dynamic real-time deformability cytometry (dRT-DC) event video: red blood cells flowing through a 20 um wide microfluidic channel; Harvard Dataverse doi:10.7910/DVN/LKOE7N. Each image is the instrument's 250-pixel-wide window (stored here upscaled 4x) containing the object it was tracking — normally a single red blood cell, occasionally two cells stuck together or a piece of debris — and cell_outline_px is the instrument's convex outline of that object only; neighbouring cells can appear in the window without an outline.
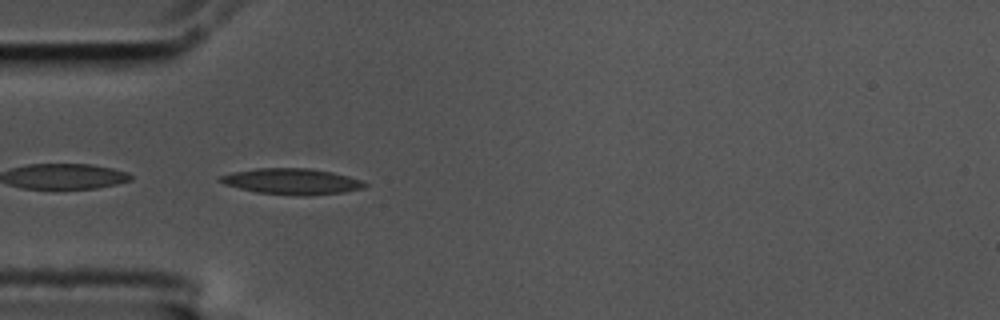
{"species": "common noctule bat (a hibernating species)", "species_latin": "Nyctalus noctula", "temperature_condition": "cold", "stored_images_in_passage": 41, "camera_frame_rate_fps": 3000, "um_per_image_px": 0.085, "animal": {"sex": "male", "body_mass_g": 17.5, "forearm_length_mm": 52.3}, "frame": {"image": 1, "passage_image": 1, "time_ms": 0.0, "image_size_px": [1000, 320], "cell_outline_px": [[368, 184], [364, 188], [344, 192], [308, 196], [300, 196], [256, 192], [224, 184], [216, 180], [220, 176], [232, 172], [256, 168], [312, 168], [332, 172], [348, 176], [360, 180]], "centroid_in_image_um": [24.8, 15.42], "position_along_channel_um": 60.2, "area_um2": 21.96}}
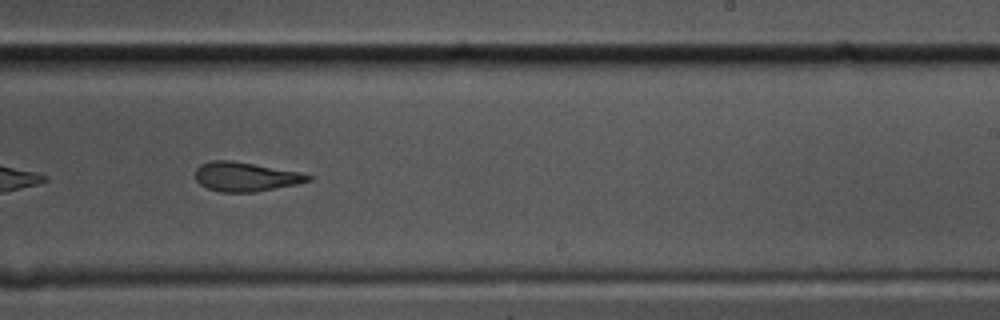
{"frame": {"image": 2, "passage_image": 19, "time_ms": 6.0, "image_size_px": [1000, 320], "cell_outline_px": [[312, 180], [296, 184], [256, 192], [220, 192], [208, 188], [200, 184], [196, 180], [196, 168], [200, 164], [208, 160], [228, 160], [300, 172], [312, 176]], "centroid_in_image_um": [20.85, 15.02], "position_along_channel_um": 268.2, "area_um2": 19.07}}
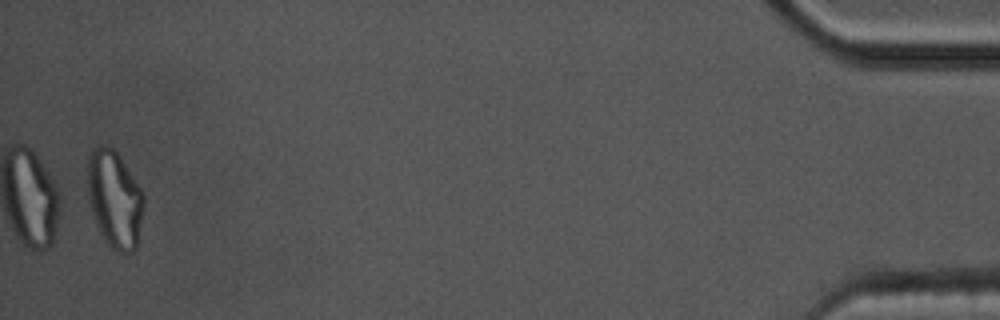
{"frame": {"image": 3, "passage_image": 40, "time_ms": 13.0, "image_size_px": [1000, 320], "cell_outline_px": [[144, 204], [136, 252], [120, 252], [112, 248], [104, 240], [96, 224], [88, 200], [88, 156], [92, 148], [96, 144], [104, 144], [112, 148], [116, 152], [140, 188], [144, 196]], "centroid_in_image_um": [9.73, 16.93], "position_along_channel_um": 425.5, "area_um2": 31.79}, "authors_computed_cell_mechanics": {"area_um2": 20.3456, "velocity_mm_per_s": 3.509, "shape_relaxation_time_tau1_ms": null, "shape_relaxation_time_tau2_ms": 3.8469, "deformation_change_tau1": null, "deformation_change_tau2": 0.1294}}